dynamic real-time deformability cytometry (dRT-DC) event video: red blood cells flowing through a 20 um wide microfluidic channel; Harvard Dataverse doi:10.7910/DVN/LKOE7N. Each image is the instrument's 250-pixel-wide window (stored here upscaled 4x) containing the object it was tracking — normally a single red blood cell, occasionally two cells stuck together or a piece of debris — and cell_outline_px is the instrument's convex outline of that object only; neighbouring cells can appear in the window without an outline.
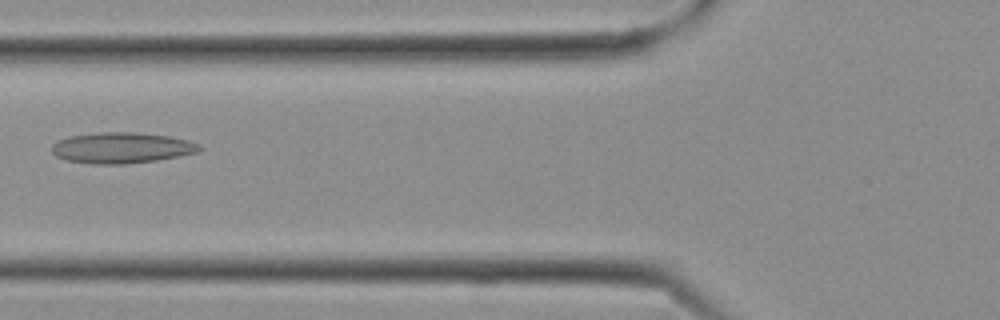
{"species": "Egyptian fruit bat (a non-hibernating species)", "species_latin": "Rousettus aegyptiacus", "temperature_condition": "cold", "stored_images_in_passage": 11, "camera_frame_rate_fps": 3000, "um_per_image_px": 0.085, "frame": {"image": 1, "passage_image": 10, "time_ms": 3.0, "image_size_px": [1000, 320], "cell_outline_px": [[200, 152], [180, 156], [156, 160], [124, 164], [92, 164], [68, 160], [56, 156], [52, 152], [52, 144], [56, 140], [68, 136], [100, 132], [132, 132], [172, 136], [188, 140], [200, 144]], "centroid_in_image_um": [10.34, 12.56], "position_along_channel_um": 115.5, "area_um2": 26.7}}